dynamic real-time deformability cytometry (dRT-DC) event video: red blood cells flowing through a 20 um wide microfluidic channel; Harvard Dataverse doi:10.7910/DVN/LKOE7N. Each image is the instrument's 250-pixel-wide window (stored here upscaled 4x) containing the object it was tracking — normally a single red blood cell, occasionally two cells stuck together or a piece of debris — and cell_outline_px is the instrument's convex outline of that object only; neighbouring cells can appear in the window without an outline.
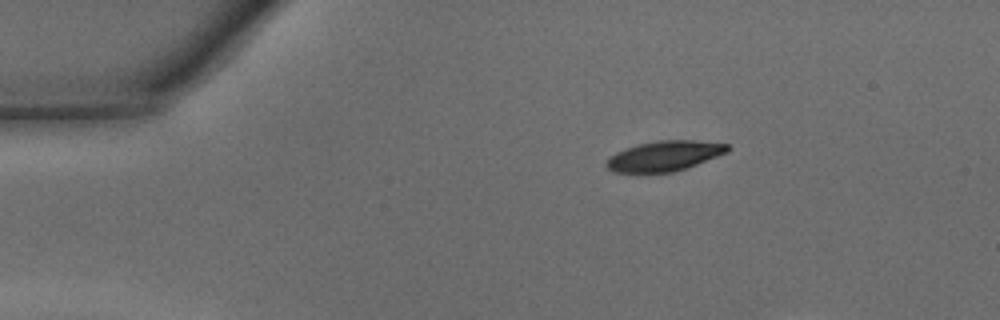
{"species": "common noctule bat (a hibernating species)", "species_latin": "Nyctalus noctula", "temperature_condition": "warm", "stored_images_in_passage": 10, "camera_frame_rate_fps": 3000, "um_per_image_px": 0.085, "animal": {"sex": "male", "body_mass_g": 15.6}, "frame": {"image": 1, "passage_image": 1, "time_ms": 0.0, "image_size_px": [1000, 320], "cell_outline_px": [[732, 148], [728, 152], [688, 168], [672, 172], [616, 172], [608, 168], [604, 164], [608, 156], [624, 148], [656, 140], [692, 140], [728, 144]], "centroid_in_image_um": [56.48, 13.25], "position_along_channel_um": 28.5, "area_um2": 21.39}}
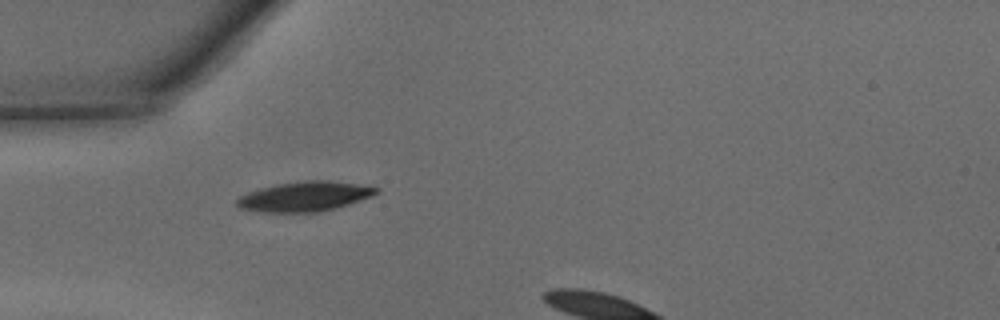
{"frame": {"image": 2, "passage_image": 7, "time_ms": 2.0, "image_size_px": [1000, 320], "cell_outline_px": [[380, 192], [372, 196], [348, 204], [316, 212], [264, 212], [240, 208], [236, 204], [236, 200], [240, 196], [248, 192], [260, 188], [276, 184], [304, 180], [328, 180], [356, 184], [380, 188]], "centroid_in_image_um": [25.89, 16.69], "position_along_channel_um": 59.1, "area_um2": 23.99}}